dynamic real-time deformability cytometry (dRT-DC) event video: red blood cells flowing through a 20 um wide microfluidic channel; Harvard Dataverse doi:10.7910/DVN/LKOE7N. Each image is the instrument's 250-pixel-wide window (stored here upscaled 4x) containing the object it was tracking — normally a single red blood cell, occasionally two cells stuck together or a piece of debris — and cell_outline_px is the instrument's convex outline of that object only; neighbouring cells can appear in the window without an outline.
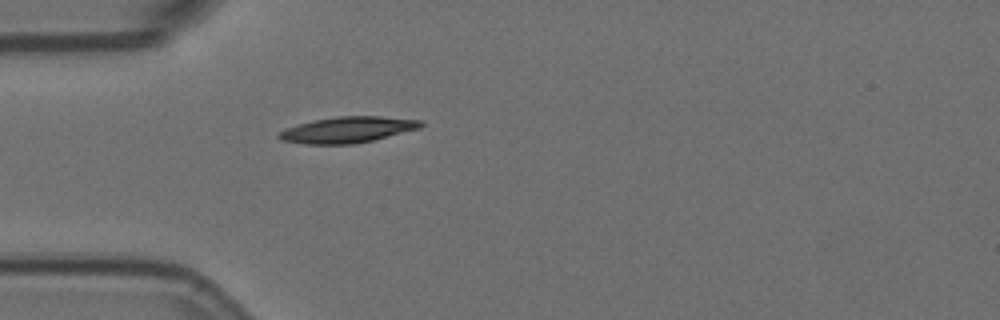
{"species": "Egyptian fruit bat (a non-hibernating species)", "species_latin": "Rousettus aegyptiacus", "temperature_condition": "room temperature", "stored_images_in_passage": 1, "camera_frame_rate_fps": 3000, "um_per_image_px": 0.085, "animal": {"sex": "female"}, "frame": {"image": 1, "passage_image": 1, "time_ms": 0.0, "image_size_px": [1000, 320], "cell_outline_px": [[424, 124], [420, 128], [356, 144], [304, 144], [280, 140], [276, 136], [280, 132], [288, 128], [312, 120], [336, 116], [380, 116], [424, 120]], "centroid_in_image_um": [29.56, 11.02], "position_along_channel_um": 55.4, "area_um2": 21.5}}